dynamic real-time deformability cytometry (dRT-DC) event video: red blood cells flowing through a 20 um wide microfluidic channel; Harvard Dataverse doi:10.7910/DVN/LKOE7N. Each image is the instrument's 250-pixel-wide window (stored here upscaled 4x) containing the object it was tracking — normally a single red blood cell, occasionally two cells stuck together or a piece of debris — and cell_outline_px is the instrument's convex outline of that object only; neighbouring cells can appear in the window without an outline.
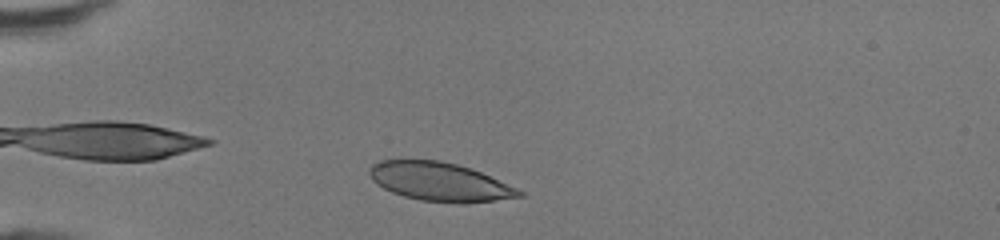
{"species": "human", "species_latin": "Homo sapiens", "temperature_condition": "room temperature", "stored_images_in_passage": 31, "camera_frame_rate_fps": 3000, "um_per_image_px": 0.085, "donor": {"sex": "female"}, "frame": {"image": 1, "passage_image": 3, "time_ms": 0.667, "image_size_px": [1000, 240], "cell_outline_px": [[524, 196], [464, 204], [456, 204], [420, 200], [404, 196], [392, 192], [376, 184], [372, 180], [368, 172], [368, 168], [372, 164], [380, 160], [440, 160], [456, 164], [480, 172], [516, 188], [524, 192]], "centroid_in_image_um": [37.33, 15.46], "position_along_channel_um": 47.7, "area_um2": 33.64}}
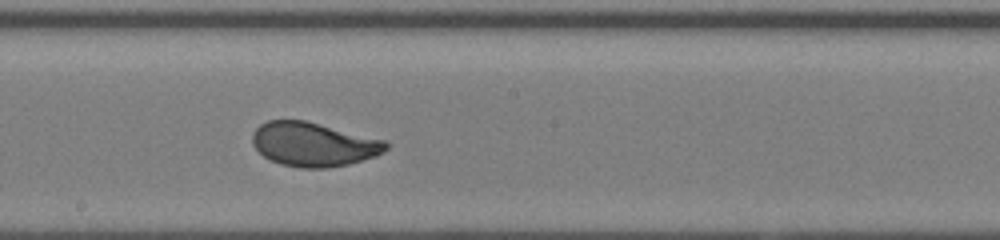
{"frame": {"image": 2, "passage_image": 17, "time_ms": 5.333, "image_size_px": [1000, 240], "cell_outline_px": [[388, 148], [384, 152], [376, 156], [348, 164], [328, 168], [300, 168], [280, 164], [264, 156], [252, 144], [252, 132], [260, 124], [268, 120], [304, 120], [388, 140]], "centroid_in_image_um": [26.67, 12.26], "position_along_channel_um": 221.5, "area_um2": 34.51}}
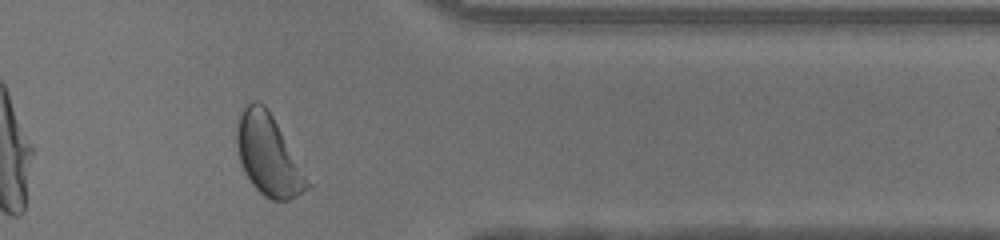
{"frame": {"image": 3, "passage_image": 29, "time_ms": 9.333, "image_size_px": [1000, 240], "cell_outline_px": [[312, 188], [288, 200], [272, 200], [264, 196], [252, 184], [244, 172], [240, 160], [236, 144], [236, 132], [240, 116], [244, 108], [252, 100], [256, 100], [264, 104], [268, 108], [312, 184]], "centroid_in_image_um": [22.83, 13.2], "position_along_channel_um": 388.6, "area_um2": 33.06}, "authors_computed_cell_mechanics": {"area_um2": 34.3332, "velocity_mm_per_s": 4.3727, "shape_relaxation_time_tau1_ms": 2.1839, "shape_relaxation_time_tau2_ms": null, "deformation_change_tau1": 0.1389, "deformation_change_tau2": null}}